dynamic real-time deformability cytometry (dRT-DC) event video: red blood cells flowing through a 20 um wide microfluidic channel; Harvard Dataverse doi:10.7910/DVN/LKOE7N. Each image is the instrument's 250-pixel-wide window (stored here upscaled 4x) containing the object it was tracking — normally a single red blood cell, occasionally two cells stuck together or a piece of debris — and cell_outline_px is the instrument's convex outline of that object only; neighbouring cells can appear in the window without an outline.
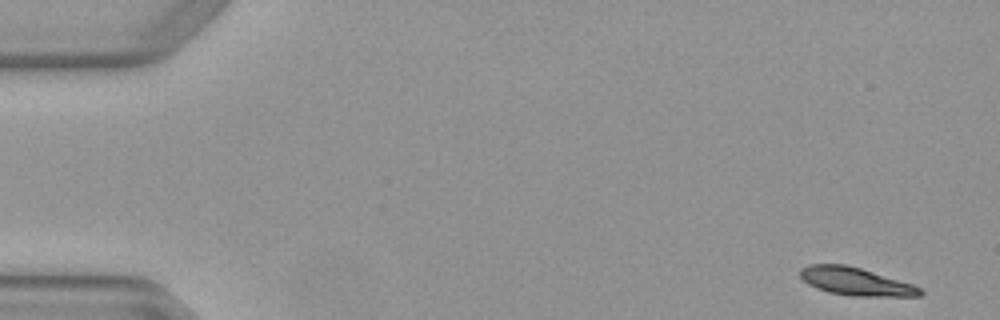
{"species": "Egyptian fruit bat (a non-hibernating species)", "species_latin": "Rousettus aegyptiacus", "temperature_condition": "warm", "stored_images_in_passage": 8, "camera_frame_rate_fps": 3000, "um_per_image_px": 0.085, "animal": {"sex": "female"}, "frame": {"image": 1, "passage_image": 1, "time_ms": 0.0, "image_size_px": [1000, 320], "cell_outline_px": [[924, 292], [920, 296], [852, 296], [828, 292], [816, 288], [808, 284], [800, 276], [800, 268], [808, 264], [844, 264], [860, 268], [912, 284], [920, 288]], "centroid_in_image_um": [72.7, 23.93], "position_along_channel_um": 12.3, "area_um2": 19.36}}
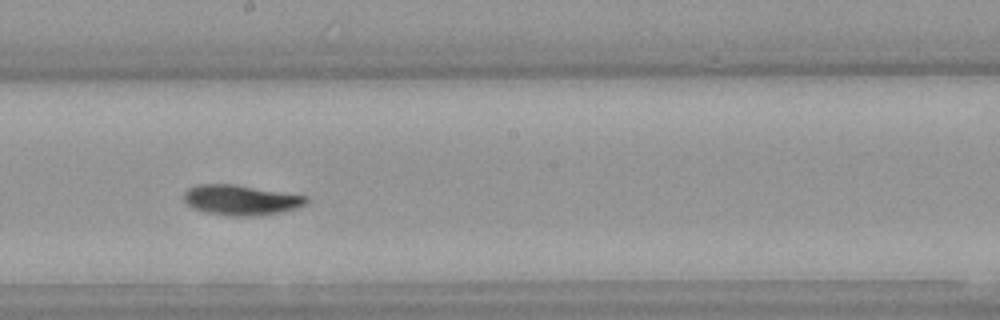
{"frame": {"image": 2, "passage_image": 8, "time_ms": 2.333, "image_size_px": [1000, 320], "cell_outline_px": [[308, 200], [304, 204], [296, 208], [280, 212], [252, 216], [232, 216], [208, 212], [192, 208], [184, 200], [184, 192], [188, 188], [196, 184], [232, 184], [308, 196]], "centroid_in_image_um": [20.45, 16.99], "position_along_channel_um": 227.8, "area_um2": 21.27}}